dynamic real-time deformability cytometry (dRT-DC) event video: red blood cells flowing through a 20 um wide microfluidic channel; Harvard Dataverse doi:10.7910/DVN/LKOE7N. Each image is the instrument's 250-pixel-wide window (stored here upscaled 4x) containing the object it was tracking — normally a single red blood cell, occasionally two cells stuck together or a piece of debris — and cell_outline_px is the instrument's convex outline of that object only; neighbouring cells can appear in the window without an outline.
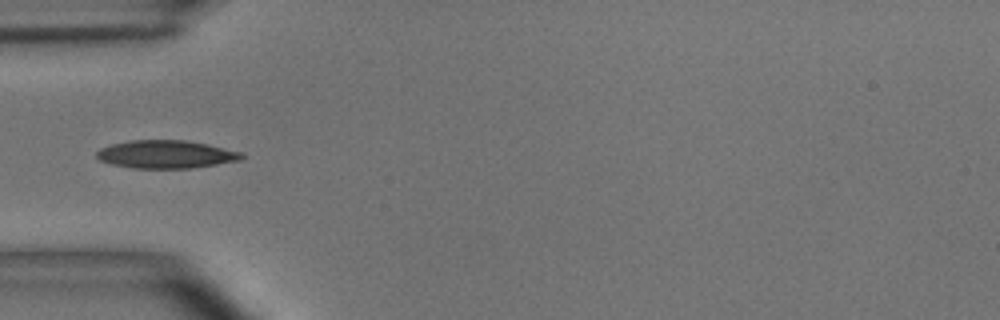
{"species": "common noctule bat (a hibernating species)", "species_latin": "Nyctalus noctula", "temperature_condition": "room temperature", "stored_images_in_passage": 38, "camera_frame_rate_fps": 3000, "um_per_image_px": 0.085, "animal": {"sex": "male", "body_mass_g": 15.6}, "frame": {"image": 1, "passage_image": 1, "time_ms": 0.0, "image_size_px": [1000, 320], "cell_outline_px": [[244, 156], [240, 160], [192, 168], [132, 168], [112, 164], [100, 160], [96, 156], [96, 152], [100, 148], [112, 144], [132, 140], [188, 140], [208, 144], [244, 152]], "centroid_in_image_um": [14.13, 13.11], "position_along_channel_um": 70.9, "area_um2": 23.7}}
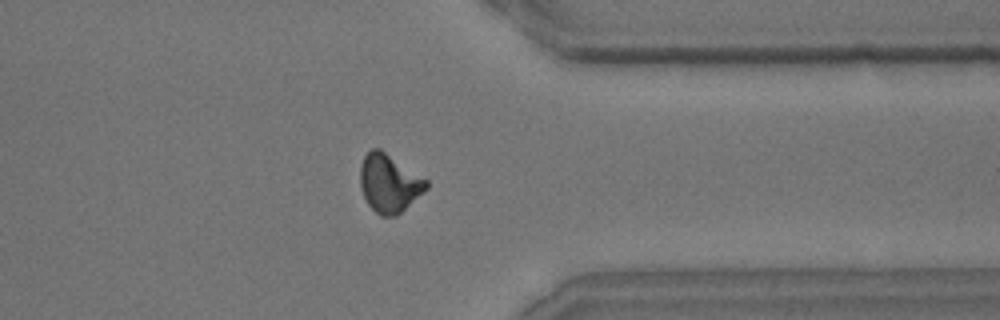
{"frame": {"image": 2, "passage_image": 27, "time_ms": 8.667, "image_size_px": [1000, 320], "cell_outline_px": [[428, 188], [396, 216], [380, 216], [368, 204], [364, 196], [360, 184], [360, 164], [364, 156], [372, 148], [380, 148], [428, 180]], "centroid_in_image_um": [33.07, 15.56], "position_along_channel_um": 378.3, "area_um2": 22.31}}
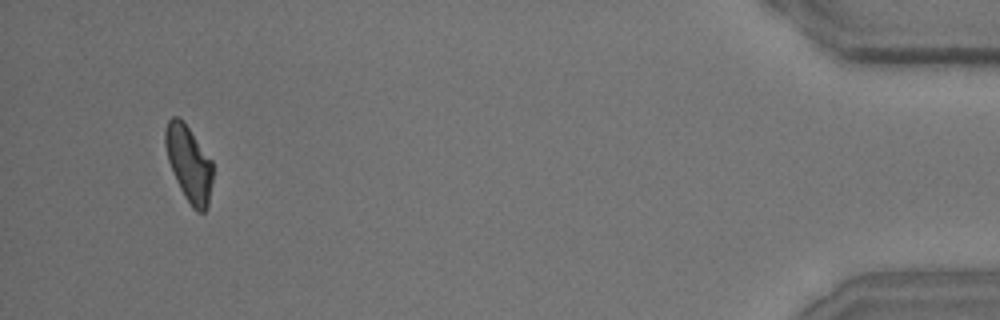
{"frame": {"image": 3, "passage_image": 36, "time_ms": 11.667, "image_size_px": [1000, 320], "cell_outline_px": [[212, 180], [208, 208], [204, 212], [196, 212], [192, 208], [184, 196], [176, 180], [168, 160], [164, 144], [164, 128], [168, 120], [172, 116], [176, 116], [184, 120], [212, 160]], "centroid_in_image_um": [16.05, 13.88], "position_along_channel_um": 419.2, "area_um2": 21.27}, "authors_computed_cell_mechanics": {"area_um2": 21.8773, "velocity_mm_per_s": 3.6168, "shape_relaxation_time_tau1_ms": 4.0884, "shape_relaxation_time_tau2_ms": 1.9269, "deformation_change_tau1": 0.1358, "deformation_change_tau2": 0.0649}}